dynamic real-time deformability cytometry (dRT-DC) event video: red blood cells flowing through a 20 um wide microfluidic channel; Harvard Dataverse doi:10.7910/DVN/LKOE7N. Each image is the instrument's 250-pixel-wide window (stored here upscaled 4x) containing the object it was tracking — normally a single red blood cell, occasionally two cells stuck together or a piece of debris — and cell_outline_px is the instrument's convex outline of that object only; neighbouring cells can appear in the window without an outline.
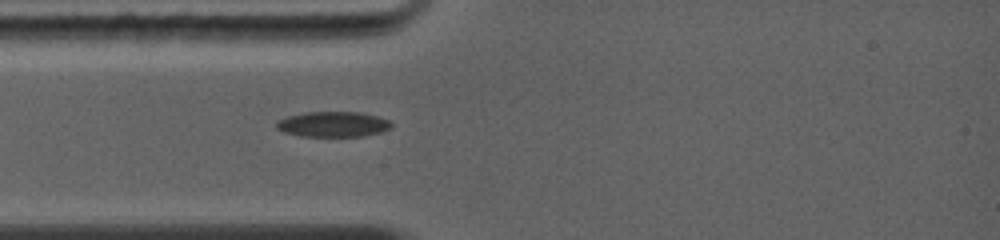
{"species": "common noctule bat (a hibernating species)", "species_latin": "Nyctalus noctula", "temperature_condition": "warm", "stored_images_in_passage": 34, "camera_frame_rate_fps": 5000, "um_per_image_px": 0.085, "animal": {"sex": "female", "body_mass_g": 19.0, "forearm_length_mm": 56.7}, "frame": {"image": 1, "passage_image": 1, "time_ms": 0.0, "image_size_px": [1000, 240], "cell_outline_px": [[392, 128], [380, 132], [356, 136], [304, 136], [288, 132], [276, 128], [276, 124], [280, 120], [288, 116], [304, 112], [360, 112], [380, 116], [388, 120], [392, 124]], "centroid_in_image_um": [28.36, 10.54], "position_along_channel_um": 56.6, "area_um2": 16.7}}
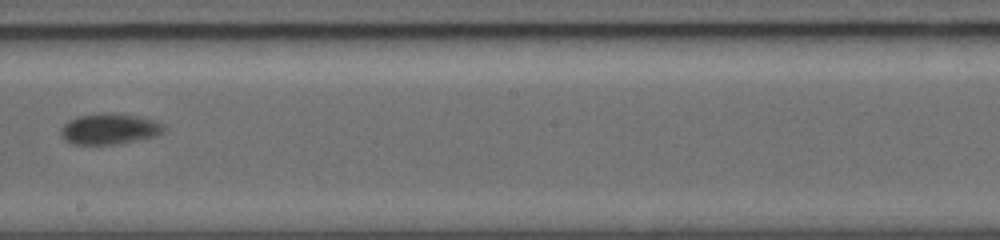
{"frame": {"image": 2, "passage_image": 18, "time_ms": 4.2, "image_size_px": [1000, 240], "cell_outline_px": [[164, 132], [156, 136], [112, 144], [76, 144], [68, 140], [60, 132], [60, 128], [68, 120], [80, 116], [100, 112], [104, 112], [140, 116], [156, 120], [164, 124]], "centroid_in_image_um": [9.34, 10.93], "position_along_channel_um": 238.9, "area_um2": 18.32}}
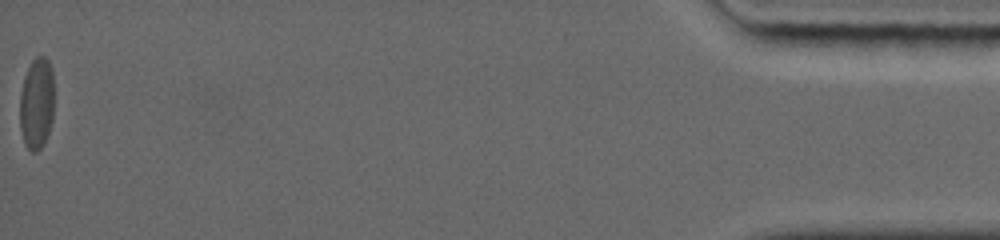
{"frame": {"image": 3, "passage_image": 34, "time_ms": 12.0, "image_size_px": [1000, 240], "cell_outline_px": [[52, 120], [44, 144], [36, 152], [32, 152], [24, 144], [20, 128], [20, 96], [24, 76], [32, 60], [36, 56], [44, 56], [48, 60], [52, 72]], "centroid_in_image_um": [3.09, 8.81], "position_along_channel_um": 432.1, "area_um2": 18.15}}